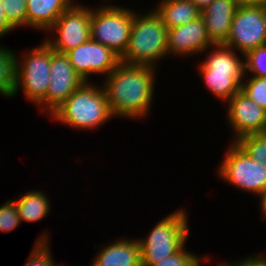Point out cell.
<instances>
[{"mask_svg":"<svg viewBox=\"0 0 266 266\" xmlns=\"http://www.w3.org/2000/svg\"><path fill=\"white\" fill-rule=\"evenodd\" d=\"M155 67L119 63L101 81L114 118L144 119L154 99Z\"/></svg>","mask_w":266,"mask_h":266,"instance_id":"1","label":"cell"},{"mask_svg":"<svg viewBox=\"0 0 266 266\" xmlns=\"http://www.w3.org/2000/svg\"><path fill=\"white\" fill-rule=\"evenodd\" d=\"M49 116L81 131L98 129L114 118L103 86L92 82H85Z\"/></svg>","mask_w":266,"mask_h":266,"instance_id":"2","label":"cell"},{"mask_svg":"<svg viewBox=\"0 0 266 266\" xmlns=\"http://www.w3.org/2000/svg\"><path fill=\"white\" fill-rule=\"evenodd\" d=\"M167 31L161 17L153 8L146 13L133 10L130 39L120 62L156 68L160 59L168 56Z\"/></svg>","mask_w":266,"mask_h":266,"instance_id":"3","label":"cell"},{"mask_svg":"<svg viewBox=\"0 0 266 266\" xmlns=\"http://www.w3.org/2000/svg\"><path fill=\"white\" fill-rule=\"evenodd\" d=\"M208 50L205 60L199 63V76L206 90L227 103L241 89L244 57L240 58L238 52L224 44L212 45Z\"/></svg>","mask_w":266,"mask_h":266,"instance_id":"4","label":"cell"},{"mask_svg":"<svg viewBox=\"0 0 266 266\" xmlns=\"http://www.w3.org/2000/svg\"><path fill=\"white\" fill-rule=\"evenodd\" d=\"M186 209H179L162 218L147 234L140 238L142 266H153L160 260L178 252L187 242L189 233Z\"/></svg>","mask_w":266,"mask_h":266,"instance_id":"5","label":"cell"},{"mask_svg":"<svg viewBox=\"0 0 266 266\" xmlns=\"http://www.w3.org/2000/svg\"><path fill=\"white\" fill-rule=\"evenodd\" d=\"M133 24V9L102 2L91 9V39L107 46L119 57L127 49Z\"/></svg>","mask_w":266,"mask_h":266,"instance_id":"6","label":"cell"},{"mask_svg":"<svg viewBox=\"0 0 266 266\" xmlns=\"http://www.w3.org/2000/svg\"><path fill=\"white\" fill-rule=\"evenodd\" d=\"M51 66V47L41 41L24 56L15 52L14 96L22 88L27 101L38 104L47 93Z\"/></svg>","mask_w":266,"mask_h":266,"instance_id":"7","label":"cell"},{"mask_svg":"<svg viewBox=\"0 0 266 266\" xmlns=\"http://www.w3.org/2000/svg\"><path fill=\"white\" fill-rule=\"evenodd\" d=\"M224 159L217 167L220 179L242 192L260 195L266 191V167L254 161L236 143L231 140Z\"/></svg>","mask_w":266,"mask_h":266,"instance_id":"8","label":"cell"},{"mask_svg":"<svg viewBox=\"0 0 266 266\" xmlns=\"http://www.w3.org/2000/svg\"><path fill=\"white\" fill-rule=\"evenodd\" d=\"M90 20L91 8L76 4L75 1L47 31V35L50 32L51 37L45 38L44 41L53 51L65 54L91 39Z\"/></svg>","mask_w":266,"mask_h":266,"instance_id":"9","label":"cell"},{"mask_svg":"<svg viewBox=\"0 0 266 266\" xmlns=\"http://www.w3.org/2000/svg\"><path fill=\"white\" fill-rule=\"evenodd\" d=\"M264 44H266V29L263 7L238 6L224 45L233 48L244 57L246 52Z\"/></svg>","mask_w":266,"mask_h":266,"instance_id":"10","label":"cell"},{"mask_svg":"<svg viewBox=\"0 0 266 266\" xmlns=\"http://www.w3.org/2000/svg\"><path fill=\"white\" fill-rule=\"evenodd\" d=\"M49 72L50 80L46 96L37 104L42 108L41 111L48 115L85 83L84 79L75 72L68 57L53 51L52 48Z\"/></svg>","mask_w":266,"mask_h":266,"instance_id":"11","label":"cell"},{"mask_svg":"<svg viewBox=\"0 0 266 266\" xmlns=\"http://www.w3.org/2000/svg\"><path fill=\"white\" fill-rule=\"evenodd\" d=\"M75 72L90 82L92 74L107 77L120 63V57L110 48L92 39L66 52Z\"/></svg>","mask_w":266,"mask_h":266,"instance_id":"12","label":"cell"},{"mask_svg":"<svg viewBox=\"0 0 266 266\" xmlns=\"http://www.w3.org/2000/svg\"><path fill=\"white\" fill-rule=\"evenodd\" d=\"M227 123L233 142L250 134L266 133V110L239 90L228 102Z\"/></svg>","mask_w":266,"mask_h":266,"instance_id":"13","label":"cell"},{"mask_svg":"<svg viewBox=\"0 0 266 266\" xmlns=\"http://www.w3.org/2000/svg\"><path fill=\"white\" fill-rule=\"evenodd\" d=\"M214 45L207 34L203 18L200 16L182 26L170 28L167 31V48L170 56H196L204 54Z\"/></svg>","mask_w":266,"mask_h":266,"instance_id":"14","label":"cell"},{"mask_svg":"<svg viewBox=\"0 0 266 266\" xmlns=\"http://www.w3.org/2000/svg\"><path fill=\"white\" fill-rule=\"evenodd\" d=\"M237 8L235 0H214L201 10L208 37L214 45L226 43Z\"/></svg>","mask_w":266,"mask_h":266,"instance_id":"15","label":"cell"},{"mask_svg":"<svg viewBox=\"0 0 266 266\" xmlns=\"http://www.w3.org/2000/svg\"><path fill=\"white\" fill-rule=\"evenodd\" d=\"M109 243L98 249L90 266H142L138 238H121Z\"/></svg>","mask_w":266,"mask_h":266,"instance_id":"16","label":"cell"},{"mask_svg":"<svg viewBox=\"0 0 266 266\" xmlns=\"http://www.w3.org/2000/svg\"><path fill=\"white\" fill-rule=\"evenodd\" d=\"M74 0H28L26 1L27 27L47 31Z\"/></svg>","mask_w":266,"mask_h":266,"instance_id":"17","label":"cell"},{"mask_svg":"<svg viewBox=\"0 0 266 266\" xmlns=\"http://www.w3.org/2000/svg\"><path fill=\"white\" fill-rule=\"evenodd\" d=\"M154 7L167 29L182 26L201 16V10L191 0H159Z\"/></svg>","mask_w":266,"mask_h":266,"instance_id":"18","label":"cell"},{"mask_svg":"<svg viewBox=\"0 0 266 266\" xmlns=\"http://www.w3.org/2000/svg\"><path fill=\"white\" fill-rule=\"evenodd\" d=\"M15 201L21 222H35L47 217L50 213V200L41 190L25 192Z\"/></svg>","mask_w":266,"mask_h":266,"instance_id":"19","label":"cell"},{"mask_svg":"<svg viewBox=\"0 0 266 266\" xmlns=\"http://www.w3.org/2000/svg\"><path fill=\"white\" fill-rule=\"evenodd\" d=\"M15 51L0 44V94L6 98L14 97L15 89Z\"/></svg>","mask_w":266,"mask_h":266,"instance_id":"20","label":"cell"},{"mask_svg":"<svg viewBox=\"0 0 266 266\" xmlns=\"http://www.w3.org/2000/svg\"><path fill=\"white\" fill-rule=\"evenodd\" d=\"M47 233L46 231L37 237V241H35V245L31 250L32 252L25 261L24 266H67L62 264L56 265L54 262L53 256H51L50 239L48 240L49 235Z\"/></svg>","mask_w":266,"mask_h":266,"instance_id":"21","label":"cell"},{"mask_svg":"<svg viewBox=\"0 0 266 266\" xmlns=\"http://www.w3.org/2000/svg\"><path fill=\"white\" fill-rule=\"evenodd\" d=\"M235 142L251 159L266 167V133L245 135Z\"/></svg>","mask_w":266,"mask_h":266,"instance_id":"22","label":"cell"},{"mask_svg":"<svg viewBox=\"0 0 266 266\" xmlns=\"http://www.w3.org/2000/svg\"><path fill=\"white\" fill-rule=\"evenodd\" d=\"M244 73L245 76L266 77V44L244 54Z\"/></svg>","mask_w":266,"mask_h":266,"instance_id":"23","label":"cell"},{"mask_svg":"<svg viewBox=\"0 0 266 266\" xmlns=\"http://www.w3.org/2000/svg\"><path fill=\"white\" fill-rule=\"evenodd\" d=\"M8 24L15 30L27 28L26 0H1Z\"/></svg>","mask_w":266,"mask_h":266,"instance_id":"24","label":"cell"},{"mask_svg":"<svg viewBox=\"0 0 266 266\" xmlns=\"http://www.w3.org/2000/svg\"><path fill=\"white\" fill-rule=\"evenodd\" d=\"M240 90L266 110V77L244 76Z\"/></svg>","mask_w":266,"mask_h":266,"instance_id":"25","label":"cell"},{"mask_svg":"<svg viewBox=\"0 0 266 266\" xmlns=\"http://www.w3.org/2000/svg\"><path fill=\"white\" fill-rule=\"evenodd\" d=\"M20 216L13 199H9L0 205V231L9 233L21 224Z\"/></svg>","mask_w":266,"mask_h":266,"instance_id":"26","label":"cell"},{"mask_svg":"<svg viewBox=\"0 0 266 266\" xmlns=\"http://www.w3.org/2000/svg\"><path fill=\"white\" fill-rule=\"evenodd\" d=\"M186 244L175 254L160 260L153 266H190L193 260L198 256L189 252L185 248Z\"/></svg>","mask_w":266,"mask_h":266,"instance_id":"27","label":"cell"},{"mask_svg":"<svg viewBox=\"0 0 266 266\" xmlns=\"http://www.w3.org/2000/svg\"><path fill=\"white\" fill-rule=\"evenodd\" d=\"M262 254V255H261ZM254 253L247 255L246 258H242L239 261H233L237 266H266V255L263 253Z\"/></svg>","mask_w":266,"mask_h":266,"instance_id":"28","label":"cell"},{"mask_svg":"<svg viewBox=\"0 0 266 266\" xmlns=\"http://www.w3.org/2000/svg\"><path fill=\"white\" fill-rule=\"evenodd\" d=\"M11 31H14V29L8 24L6 20L2 1L0 0V39Z\"/></svg>","mask_w":266,"mask_h":266,"instance_id":"29","label":"cell"},{"mask_svg":"<svg viewBox=\"0 0 266 266\" xmlns=\"http://www.w3.org/2000/svg\"><path fill=\"white\" fill-rule=\"evenodd\" d=\"M238 6H260L266 5V0H235Z\"/></svg>","mask_w":266,"mask_h":266,"instance_id":"30","label":"cell"},{"mask_svg":"<svg viewBox=\"0 0 266 266\" xmlns=\"http://www.w3.org/2000/svg\"><path fill=\"white\" fill-rule=\"evenodd\" d=\"M258 197L260 200L261 218L266 221V191L262 192Z\"/></svg>","mask_w":266,"mask_h":266,"instance_id":"31","label":"cell"},{"mask_svg":"<svg viewBox=\"0 0 266 266\" xmlns=\"http://www.w3.org/2000/svg\"><path fill=\"white\" fill-rule=\"evenodd\" d=\"M200 10L209 6L214 0H191Z\"/></svg>","mask_w":266,"mask_h":266,"instance_id":"32","label":"cell"},{"mask_svg":"<svg viewBox=\"0 0 266 266\" xmlns=\"http://www.w3.org/2000/svg\"><path fill=\"white\" fill-rule=\"evenodd\" d=\"M206 262V264H207V262H209L210 261V256L208 257V256H204V258L202 257V258H199V256H197L194 260H193V262L190 264V266H200V264L202 263V262Z\"/></svg>","mask_w":266,"mask_h":266,"instance_id":"33","label":"cell"},{"mask_svg":"<svg viewBox=\"0 0 266 266\" xmlns=\"http://www.w3.org/2000/svg\"><path fill=\"white\" fill-rule=\"evenodd\" d=\"M220 266H237L233 261L232 262H222V264L220 263Z\"/></svg>","mask_w":266,"mask_h":266,"instance_id":"34","label":"cell"},{"mask_svg":"<svg viewBox=\"0 0 266 266\" xmlns=\"http://www.w3.org/2000/svg\"><path fill=\"white\" fill-rule=\"evenodd\" d=\"M263 19H264L265 29H266V5L263 6Z\"/></svg>","mask_w":266,"mask_h":266,"instance_id":"35","label":"cell"}]
</instances>
